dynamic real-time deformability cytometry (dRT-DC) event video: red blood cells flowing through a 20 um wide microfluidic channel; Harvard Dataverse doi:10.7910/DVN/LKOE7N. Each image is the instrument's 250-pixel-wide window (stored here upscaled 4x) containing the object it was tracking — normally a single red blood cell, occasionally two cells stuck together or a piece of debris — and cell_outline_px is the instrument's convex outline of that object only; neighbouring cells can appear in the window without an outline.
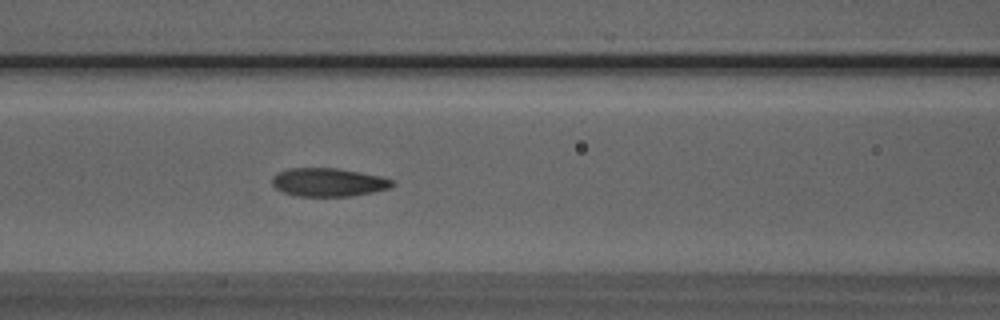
{"species": "Egyptian fruit bat (a non-hibernating species)", "species_latin": "Rousettus aegyptiacus", "temperature_condition": "room temperature", "stored_images_in_passage": 49, "camera_frame_rate_fps": 3000, "um_per_image_px": 0.085, "animal": {"sex": "male"}, "frame": {"image": 1, "passage_image": 21, "time_ms": 6.667, "image_size_px": [1000, 320], "cell_outline_px": [[396, 184], [388, 188], [372, 192], [352, 196], [300, 196], [284, 192], [276, 188], [272, 184], [272, 176], [276, 172], [288, 168], [336, 168], [360, 172], [380, 176], [392, 180]], "centroid_in_image_um": [27.89, 15.48], "position_along_channel_um": 138.7, "area_um2": 19.83}}
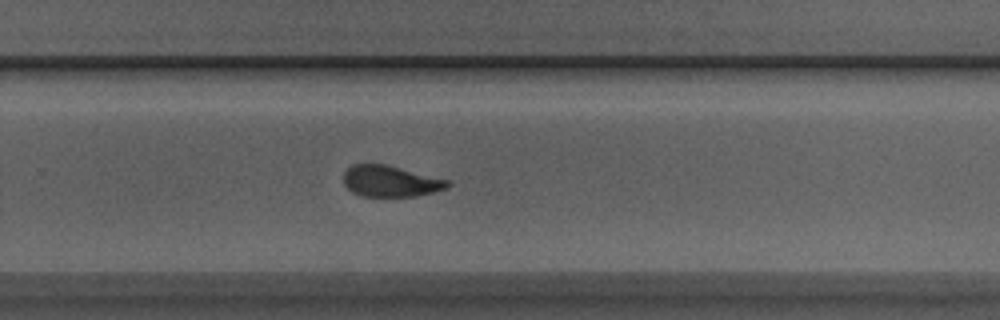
{"frame": {"image": 2, "passage_image": 33, "time_ms": 10.667, "image_size_px": [1000, 320], "cell_outline_px": [[452, 184], [448, 188], [416, 196], [360, 196], [352, 192], [344, 184], [344, 172], [352, 164], [384, 164], [448, 180]], "centroid_in_image_um": [33.18, 15.41], "position_along_channel_um": 296.6, "area_um2": 18.73}}
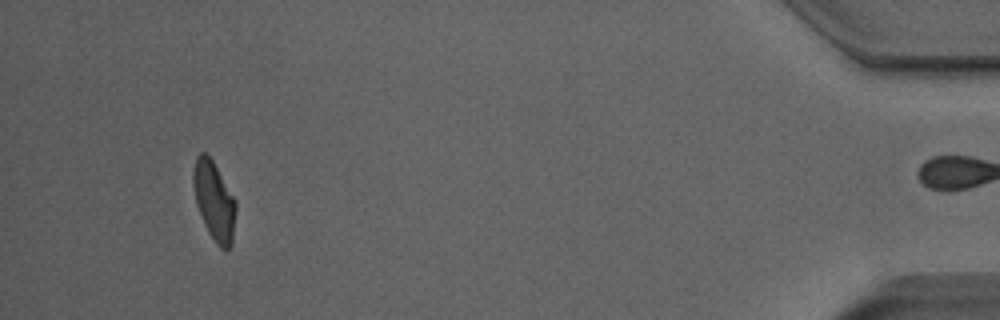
{"frame": {"image": 3, "passage_image": 48, "time_ms": 15.667, "image_size_px": [1000, 320], "cell_outline_px": [[236, 208], [232, 244], [228, 252], [220, 248], [216, 244], [208, 232], [204, 224], [196, 204], [192, 184], [192, 172], [196, 156], [200, 152], [204, 152], [212, 160], [236, 200]], "centroid_in_image_um": [18.19, 17.1], "position_along_channel_um": 417.0, "area_um2": 19.77}, "authors_computed_cell_mechanics": {"area_um2": 20.1144, "velocity_mm_per_s": 3.9634, "shape_relaxation_time_tau1_ms": 7.3309, "shape_relaxation_time_tau2_ms": 1.7618, "deformation_change_tau1": 0.1913, "deformation_change_tau2": 0.0861}}